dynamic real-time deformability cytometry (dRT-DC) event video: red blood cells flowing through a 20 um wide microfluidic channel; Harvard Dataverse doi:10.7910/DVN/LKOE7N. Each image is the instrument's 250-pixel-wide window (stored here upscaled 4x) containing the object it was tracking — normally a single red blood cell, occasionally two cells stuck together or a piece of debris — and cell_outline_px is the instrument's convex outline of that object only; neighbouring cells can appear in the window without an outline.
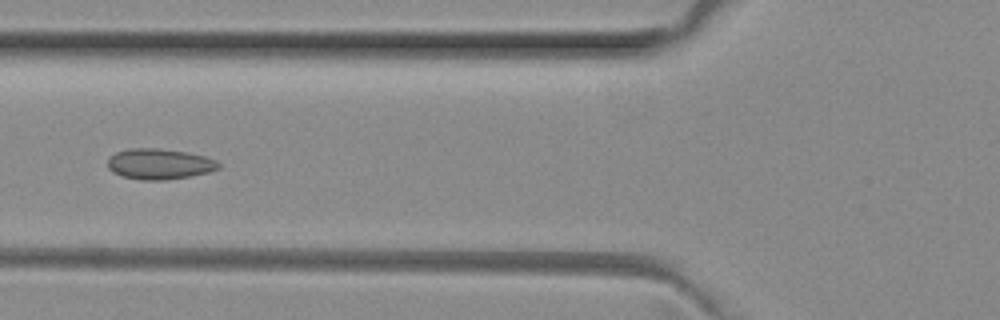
{"species": "common noctule bat (a hibernating species)", "species_latin": "Nyctalus noctula", "temperature_condition": "room temperature", "stored_images_in_passage": 5, "camera_frame_rate_fps": 3000, "um_per_image_px": 0.085, "animal": {"sex": "female", "body_mass_g": 29.2, "forearm_length_mm": 56.3}, "frame": {"image": 1, "passage_image": 4, "time_ms": 1.0, "image_size_px": [1000, 320], "cell_outline_px": [[220, 168], [208, 172], [192, 176], [164, 180], [144, 180], [120, 176], [112, 172], [108, 168], [108, 160], [116, 152], [128, 148], [160, 148], [188, 152], [204, 156], [216, 160], [220, 164]], "centroid_in_image_um": [13.55, 13.94], "position_along_channel_um": 112.2, "area_um2": 19.94}}
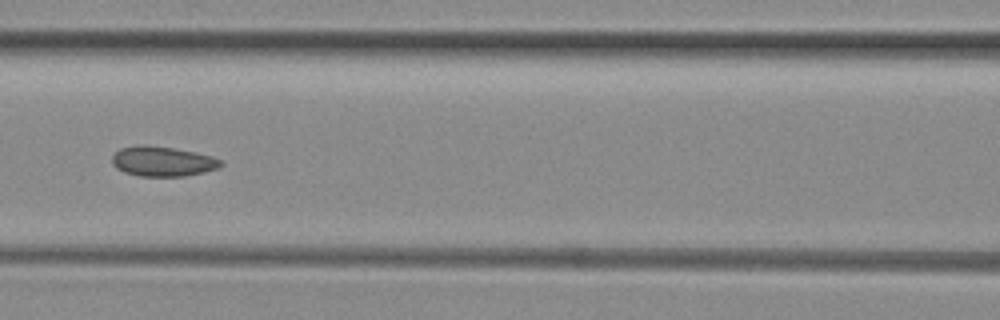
{"frame": {"image": 2, "passage_image": 5, "time_ms": 1.333, "image_size_px": [1000, 320], "cell_outline_px": [[224, 164], [220, 168], [204, 172], [184, 176], [140, 176], [124, 172], [116, 168], [112, 164], [112, 156], [120, 148], [136, 144], [144, 144], [172, 148], [196, 152], [212, 156], [224, 160]], "centroid_in_image_um": [13.84, 13.71], "position_along_channel_um": 152.8, "area_um2": 19.25}}